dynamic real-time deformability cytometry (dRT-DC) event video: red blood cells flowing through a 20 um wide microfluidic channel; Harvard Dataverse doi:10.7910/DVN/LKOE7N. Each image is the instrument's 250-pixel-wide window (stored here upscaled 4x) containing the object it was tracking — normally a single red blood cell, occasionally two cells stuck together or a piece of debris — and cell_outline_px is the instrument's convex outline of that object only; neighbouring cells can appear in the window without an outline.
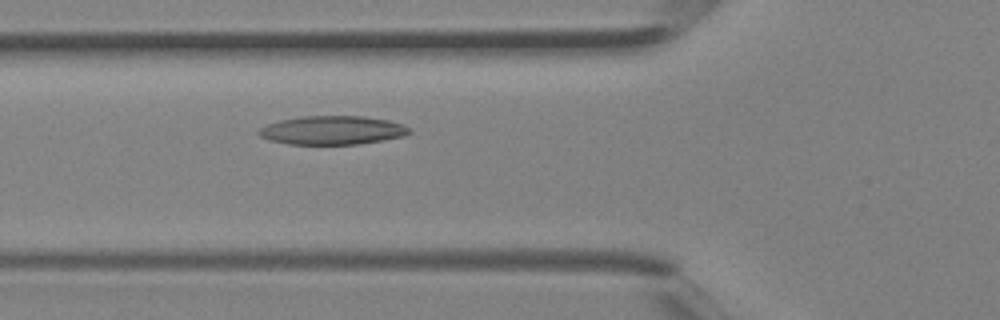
{"species": "Egyptian fruit bat (a non-hibernating species)", "species_latin": "Rousettus aegyptiacus", "temperature_condition": "room temperature", "stored_images_in_passage": 3, "camera_frame_rate_fps": 3000, "um_per_image_px": 0.085, "animal": {"sex": "female"}, "frame": {"image": 1, "passage_image": 3, "time_ms": 0.667, "image_size_px": [1000, 320], "cell_outline_px": [[412, 132], [404, 136], [384, 140], [360, 144], [288, 144], [268, 140], [260, 136], [256, 132], [260, 128], [268, 124], [280, 120], [304, 116], [364, 116], [388, 120], [404, 124]], "centroid_in_image_um": [28.26, 11.07], "position_along_channel_um": 97.5, "area_um2": 25.26}}